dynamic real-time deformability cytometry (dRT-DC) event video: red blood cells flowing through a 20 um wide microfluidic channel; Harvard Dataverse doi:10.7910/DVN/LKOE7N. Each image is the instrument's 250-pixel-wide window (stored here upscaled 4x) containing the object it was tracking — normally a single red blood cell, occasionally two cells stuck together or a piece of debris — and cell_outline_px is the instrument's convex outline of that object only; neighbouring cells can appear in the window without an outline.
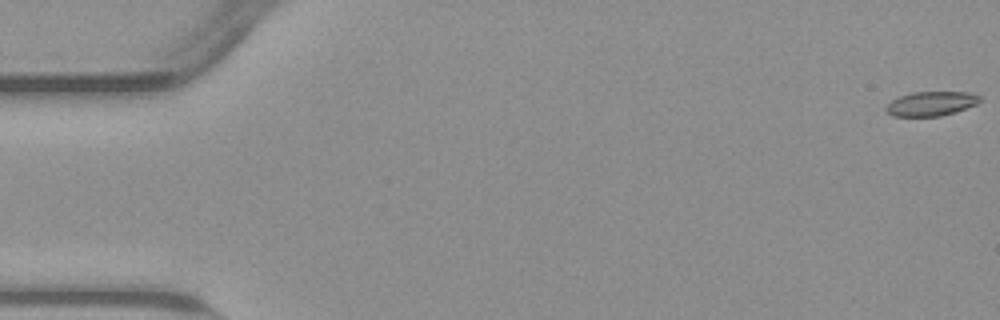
{"species": "common noctule bat (a hibernating species)", "species_latin": "Nyctalus noctula", "temperature_condition": "warm", "stored_images_in_passage": 55, "camera_frame_rate_fps": 3000, "um_per_image_px": 0.085, "animal": {"sex": "male", "body_mass_g": 23.1, "forearm_length_mm": 52.7}, "frame": {"image": 1, "passage_image": 1, "time_ms": 0.0, "image_size_px": [1000, 320], "cell_outline_px": [[980, 100], [976, 104], [956, 112], [940, 116], [892, 116], [884, 108], [892, 100], [900, 96], [912, 92], [968, 92], [980, 96]], "centroid_in_image_um": [79.14, 8.81], "position_along_channel_um": 5.9, "area_um2": 13.24}}
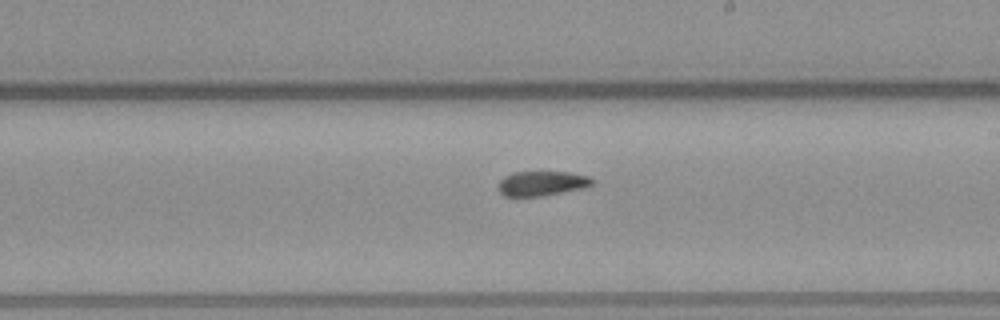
{"frame": {"image": 2, "passage_image": 32, "time_ms": 10.333, "image_size_px": [1000, 320], "cell_outline_px": [[596, 180], [592, 184], [584, 188], [540, 196], [504, 196], [500, 192], [500, 180], [504, 176], [512, 172], [568, 172], [588, 176]], "centroid_in_image_um": [46.08, 15.58], "position_along_channel_um": 242.9, "area_um2": 13.41}}
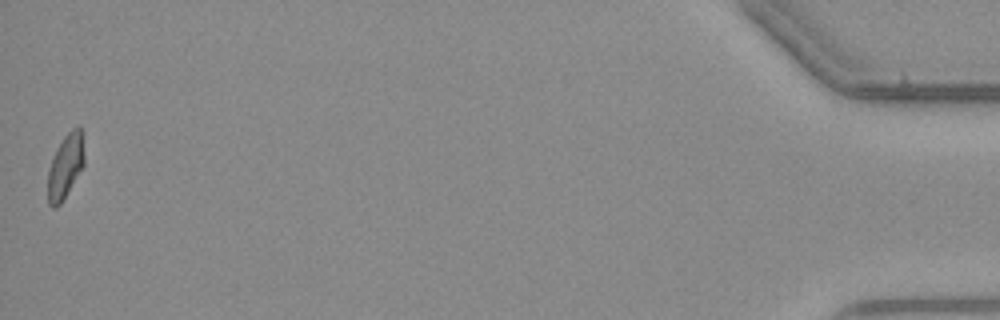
{"frame": {"image": 3, "passage_image": 55, "time_ms": 18.0, "image_size_px": [1000, 320], "cell_outline_px": [[84, 164], [60, 204], [56, 208], [52, 208], [48, 204], [48, 172], [56, 148], [64, 136], [72, 128], [80, 124], [84, 156]], "centroid_in_image_um": [5.55, 14.12], "position_along_channel_um": 429.7, "area_um2": 13.41}, "authors_computed_cell_mechanics": {"area_um2": 14.2188, "velocity_mm_per_s": 3.8029, "shape_relaxation_time_tau1_ms": null, "shape_relaxation_time_tau2_ms": 2.6367, "deformation_change_tau1": null, "deformation_change_tau2": 0.0782}}